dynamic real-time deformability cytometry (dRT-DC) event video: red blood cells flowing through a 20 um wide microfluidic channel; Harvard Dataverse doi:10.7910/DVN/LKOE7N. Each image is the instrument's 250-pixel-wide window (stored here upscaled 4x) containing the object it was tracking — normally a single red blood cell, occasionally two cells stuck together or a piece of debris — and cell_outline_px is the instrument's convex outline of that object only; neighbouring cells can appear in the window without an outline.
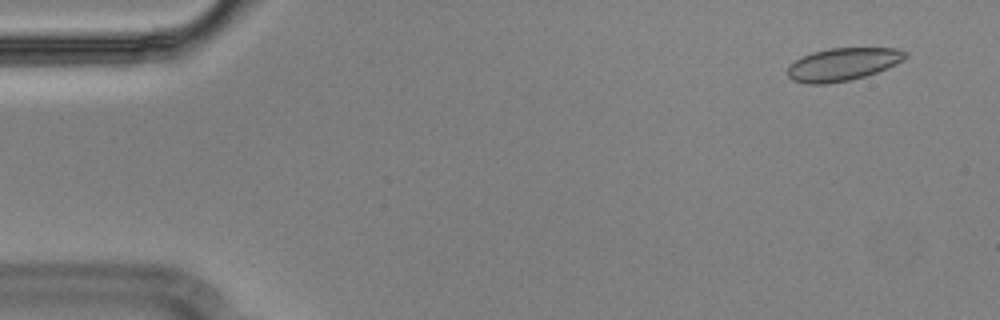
{"species": "Egyptian fruit bat (a non-hibernating species)", "species_latin": "Rousettus aegyptiacus", "temperature_condition": "cold", "stored_images_in_passage": 56, "camera_frame_rate_fps": 3000, "um_per_image_px": 0.085, "animal": {"sex": "male"}, "frame": {"image": 1, "passage_image": 4, "time_ms": 1.0, "image_size_px": [1000, 320], "cell_outline_px": [[908, 56], [904, 60], [896, 64], [876, 72], [852, 80], [828, 84], [808, 84], [792, 80], [788, 76], [788, 64], [812, 52], [828, 48], [896, 48], [908, 52]], "centroid_in_image_um": [71.64, 5.47], "position_along_channel_um": 13.4, "area_um2": 22.6}}
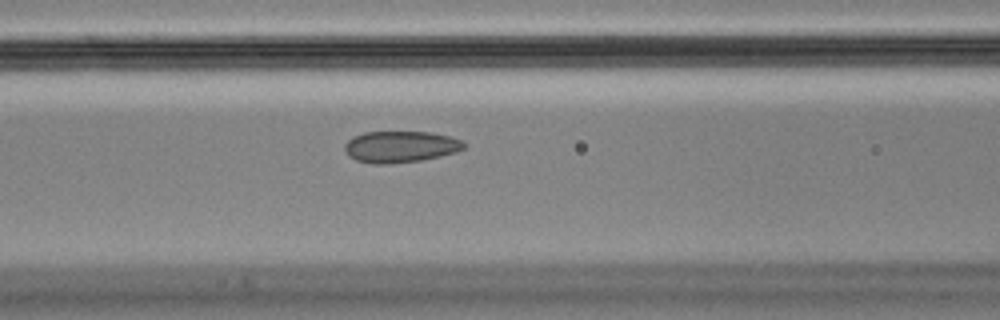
{"frame": {"image": 2, "passage_image": 23, "time_ms": 7.333, "image_size_px": [1000, 320], "cell_outline_px": [[464, 148], [456, 152], [440, 156], [420, 160], [388, 164], [376, 164], [356, 160], [348, 156], [344, 148], [344, 144], [352, 136], [364, 132], [432, 132], [448, 136], [460, 140], [464, 144]], "centroid_in_image_um": [33.99, 12.47], "position_along_channel_um": 132.6, "area_um2": 21.79}}
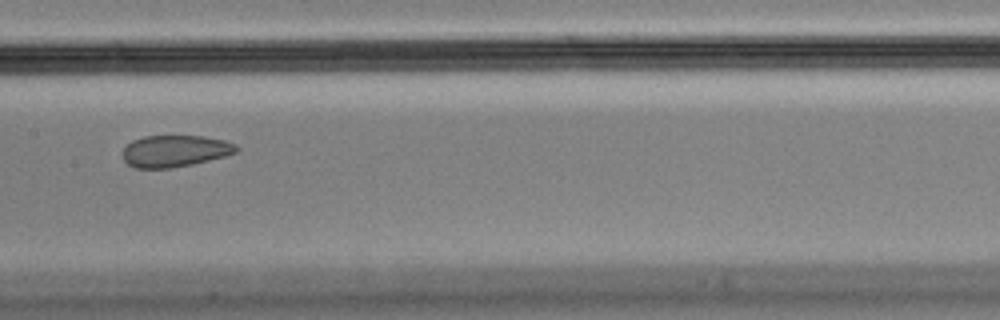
{"frame": {"image": 3, "passage_image": 28, "time_ms": 9.0, "image_size_px": [1000, 320], "cell_outline_px": [[240, 148], [236, 152], [224, 156], [192, 164], [172, 168], [136, 168], [128, 164], [124, 160], [120, 152], [132, 140], [144, 136], [204, 136], [224, 140], [236, 144]], "centroid_in_image_um": [14.85, 12.83], "position_along_channel_um": 192.6, "area_um2": 21.1}}